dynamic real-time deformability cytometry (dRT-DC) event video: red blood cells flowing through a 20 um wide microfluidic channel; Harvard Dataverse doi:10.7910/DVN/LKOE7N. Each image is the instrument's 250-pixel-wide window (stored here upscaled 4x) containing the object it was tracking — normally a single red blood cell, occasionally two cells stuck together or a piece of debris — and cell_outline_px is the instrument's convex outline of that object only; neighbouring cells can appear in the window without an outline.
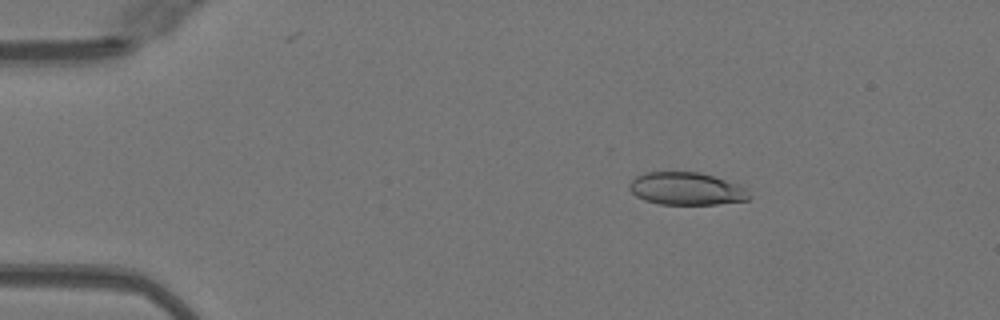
{"species": "Egyptian fruit bat (a non-hibernating species)", "species_latin": "Rousettus aegyptiacus", "temperature_condition": "warm", "stored_images_in_passage": 49, "camera_frame_rate_fps": 3000, "um_per_image_px": 0.085, "animal": {"sex": "female"}, "frame": {"image": 1, "passage_image": 7, "time_ms": 2.0, "image_size_px": [1000, 320], "cell_outline_px": [[752, 196], [748, 200], [716, 204], [660, 204], [644, 200], [636, 196], [628, 188], [628, 184], [636, 176], [644, 172], [696, 172], [712, 176], [740, 184]], "centroid_in_image_um": [58.33, 16.04], "position_along_channel_um": 26.7, "area_um2": 22.77}}
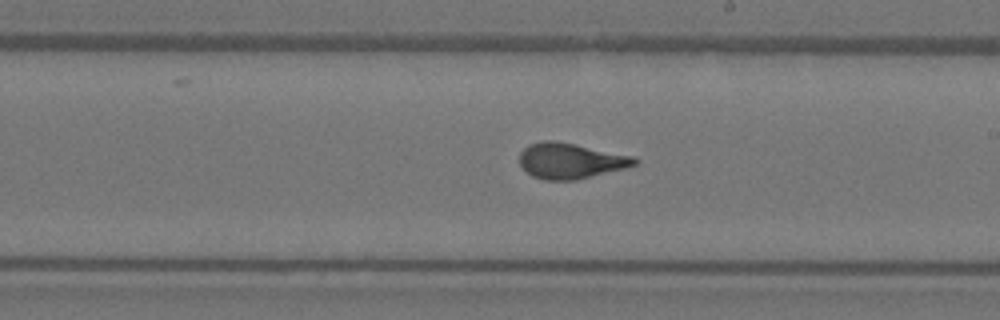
{"frame": {"image": 2, "passage_image": 28, "time_ms": 9.0, "image_size_px": [1000, 320], "cell_outline_px": [[640, 160], [636, 164], [628, 168], [576, 180], [544, 180], [532, 176], [520, 164], [520, 152], [528, 144], [544, 140], [556, 140], [632, 156]], "centroid_in_image_um": [48.5, 13.67], "position_along_channel_um": 240.5, "area_um2": 23.93}}
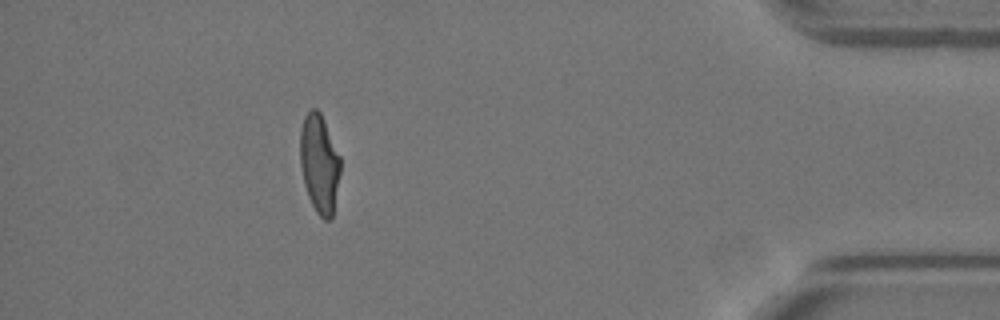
{"frame": {"image": 3, "passage_image": 44, "time_ms": 14.333, "image_size_px": [1000, 320], "cell_outline_px": [[340, 172], [332, 216], [328, 220], [324, 220], [316, 212], [308, 196], [304, 184], [300, 164], [300, 128], [304, 116], [312, 108], [316, 108], [320, 112], [340, 156]], "centroid_in_image_um": [27.13, 13.89], "position_along_channel_um": 408.1, "area_um2": 23.0}, "authors_computed_cell_mechanics": {"area_um2": 23.698, "velocity_mm_per_s": 4.0653, "shape_relaxation_time_tau1_ms": 5.0638, "shape_relaxation_time_tau2_ms": 0.6518, "deformation_change_tau1": 0.2275, "deformation_change_tau2": 0.0822}}